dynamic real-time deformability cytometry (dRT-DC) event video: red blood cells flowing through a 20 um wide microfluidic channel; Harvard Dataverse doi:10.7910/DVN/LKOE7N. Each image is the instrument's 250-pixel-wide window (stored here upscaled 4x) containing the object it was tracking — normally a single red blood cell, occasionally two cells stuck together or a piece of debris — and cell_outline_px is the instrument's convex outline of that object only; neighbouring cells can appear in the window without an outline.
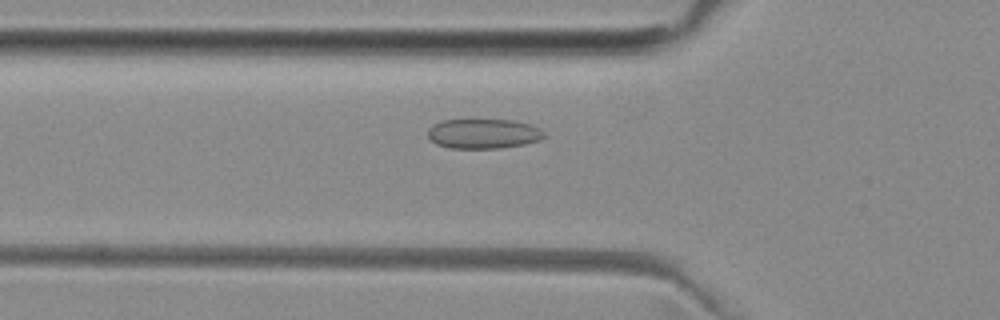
{"species": "common noctule bat (a hibernating species)", "species_latin": "Nyctalus noctula", "temperature_condition": "room temperature", "stored_images_in_passage": 41, "camera_frame_rate_fps": 3000, "um_per_image_px": 0.085, "animal": {"sex": "female", "body_mass_g": 29.2, "forearm_length_mm": 56.3}, "frame": {"image": 1, "passage_image": 7, "time_ms": 2.0, "image_size_px": [1000, 320], "cell_outline_px": [[544, 136], [540, 140], [524, 144], [500, 148], [448, 148], [436, 144], [428, 140], [428, 128], [432, 124], [440, 120], [512, 120], [532, 124], [540, 128], [544, 132]], "centroid_in_image_um": [41.05, 11.36], "position_along_channel_um": 84.7, "area_um2": 20.4}}
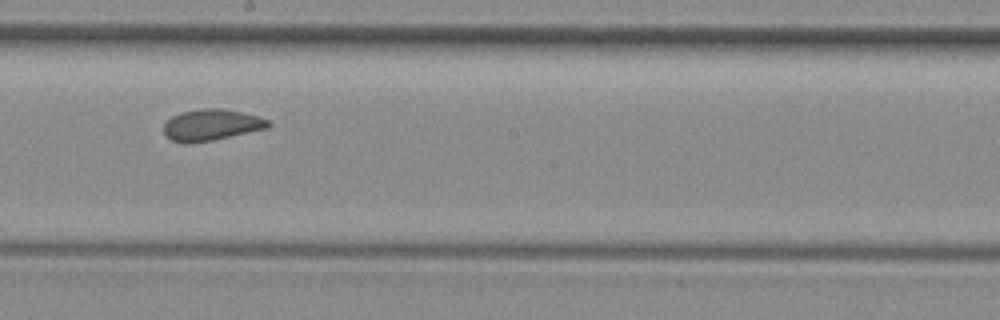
{"frame": {"image": 2, "passage_image": 18, "time_ms": 5.667, "image_size_px": [1000, 320], "cell_outline_px": [[272, 124], [268, 128], [212, 140], [172, 140], [164, 132], [164, 124], [172, 116], [180, 112], [200, 108], [224, 108], [256, 116], [268, 120]], "centroid_in_image_um": [18.02, 10.56], "position_along_channel_um": 230.2, "area_um2": 18.38}}
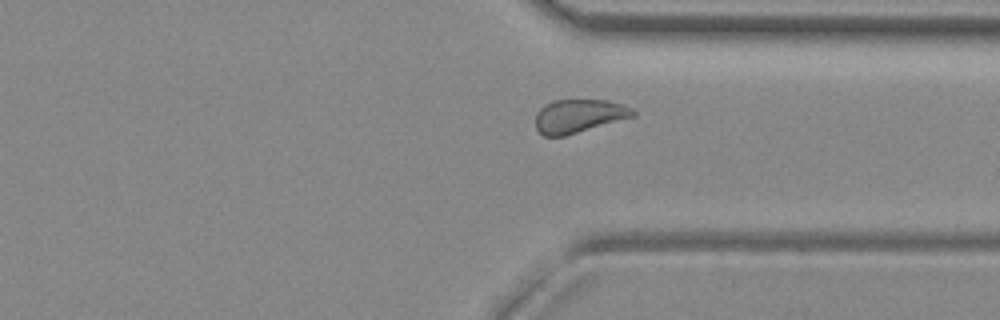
{"frame": {"image": 3, "passage_image": 28, "time_ms": 9.0, "image_size_px": [1000, 320], "cell_outline_px": [[636, 116], [564, 136], [544, 136], [536, 128], [536, 112], [544, 104], [552, 100], [608, 100], [624, 104], [632, 108], [636, 112]], "centroid_in_image_um": [49.21, 9.85], "position_along_channel_um": 362.2, "area_um2": 19.13}, "authors_computed_cell_mechanics": {"area_um2": 19.4208, "velocity_mm_per_s": 3.9634, "shape_relaxation_time_tau1_ms": null, "shape_relaxation_time_tau2_ms": 1.118, "deformation_change_tau1": null, "deformation_change_tau2": 0.0598}}